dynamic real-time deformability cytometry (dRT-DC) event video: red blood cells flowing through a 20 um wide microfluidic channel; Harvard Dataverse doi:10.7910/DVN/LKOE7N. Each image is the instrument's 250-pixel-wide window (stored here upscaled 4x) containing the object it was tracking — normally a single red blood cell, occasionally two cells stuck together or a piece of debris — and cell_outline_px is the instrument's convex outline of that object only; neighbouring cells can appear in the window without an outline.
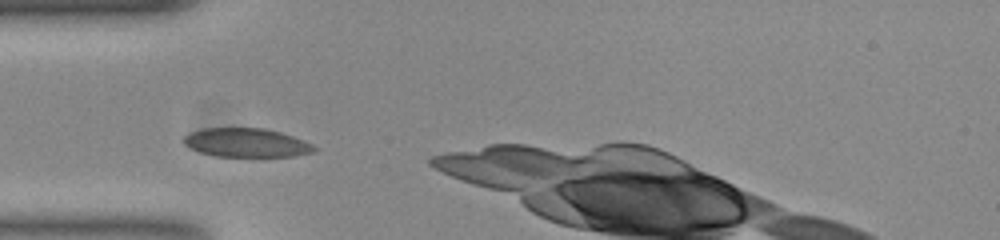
{"species": "common noctule bat (a hibernating species)", "species_latin": "Nyctalus noctula", "temperature_condition": "room temperature", "stored_images_in_passage": 13, "camera_frame_rate_fps": 3000, "um_per_image_px": 0.085, "animal": {"sex": "female", "body_mass_g": 23.0, "forearm_length_mm": 53.4}, "frame": {"image": 1, "passage_image": 3, "time_ms": 0.667, "image_size_px": [1000, 240], "cell_outline_px": [[316, 148], [312, 152], [292, 156], [216, 156], [200, 152], [184, 144], [184, 136], [188, 132], [200, 128], [264, 128], [280, 132], [292, 136], [312, 144]], "centroid_in_image_um": [20.89, 12.11], "position_along_channel_um": 64.1, "area_um2": 21.73}}
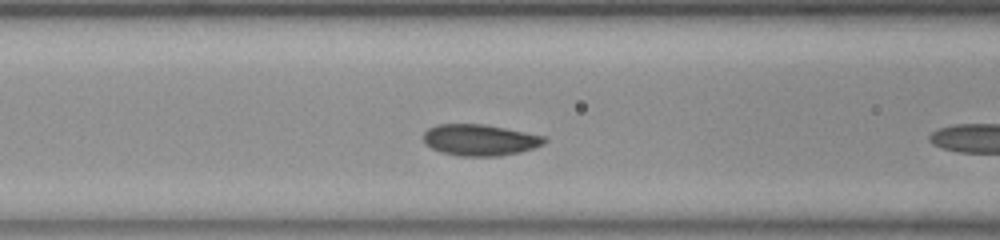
{"frame": {"image": 2, "passage_image": 8, "time_ms": 2.333, "image_size_px": [1000, 240], "cell_outline_px": [[548, 140], [544, 144], [520, 152], [500, 156], [460, 156], [440, 152], [424, 144], [424, 132], [428, 128], [436, 124], [484, 124], [548, 136]], "centroid_in_image_um": [40.81, 11.89], "position_along_channel_um": 125.8, "area_um2": 22.31}}
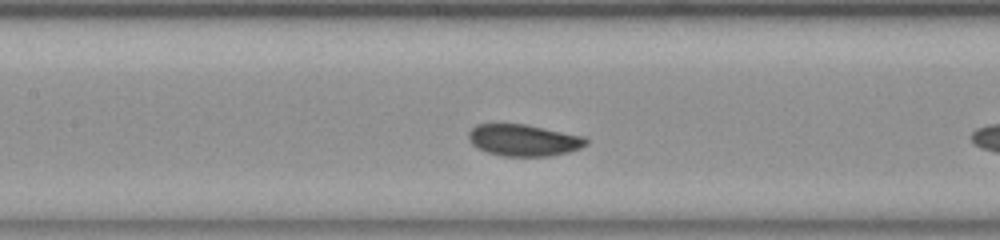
{"frame": {"image": 3, "passage_image": 11, "time_ms": 3.333, "image_size_px": [1000, 240], "cell_outline_px": [[588, 144], [580, 148], [568, 152], [552, 156], [504, 156], [488, 152], [472, 144], [468, 140], [468, 132], [476, 124], [524, 124], [584, 136], [588, 140]], "centroid_in_image_um": [44.52, 11.91], "position_along_channel_um": 162.9, "area_um2": 21.62}}